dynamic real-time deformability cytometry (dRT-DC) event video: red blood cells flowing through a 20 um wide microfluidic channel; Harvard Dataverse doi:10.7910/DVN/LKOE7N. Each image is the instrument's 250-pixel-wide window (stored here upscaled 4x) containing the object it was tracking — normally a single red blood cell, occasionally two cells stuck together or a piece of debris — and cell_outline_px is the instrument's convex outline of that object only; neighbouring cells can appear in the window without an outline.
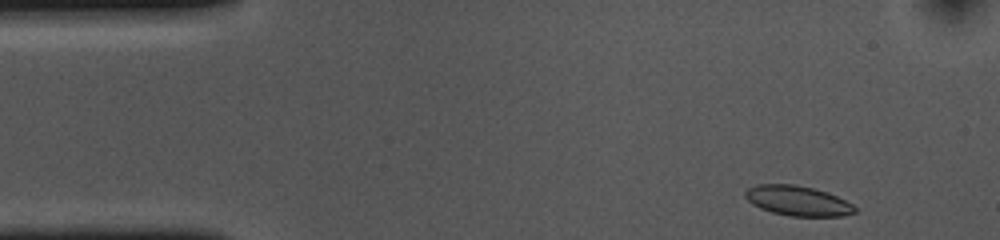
{"species": "common noctule bat (a hibernating species)", "species_latin": "Nyctalus noctula", "temperature_condition": "cold", "stored_images_in_passage": 45, "camera_frame_rate_fps": 3000, "um_per_image_px": 0.085, "animal": {"sex": "female", "body_mass_g": 10.0, "forearm_length_mm": 53.1}, "frame": {"image": 1, "passage_image": 1, "time_ms": 0.0, "image_size_px": [1000, 240], "cell_outline_px": [[856, 212], [840, 216], [788, 216], [772, 212], [760, 208], [752, 204], [744, 196], [744, 192], [748, 188], [756, 184], [796, 184], [828, 192], [852, 204], [856, 208]], "centroid_in_image_um": [67.77, 17.06], "position_along_channel_um": 17.2, "area_um2": 19.13}}
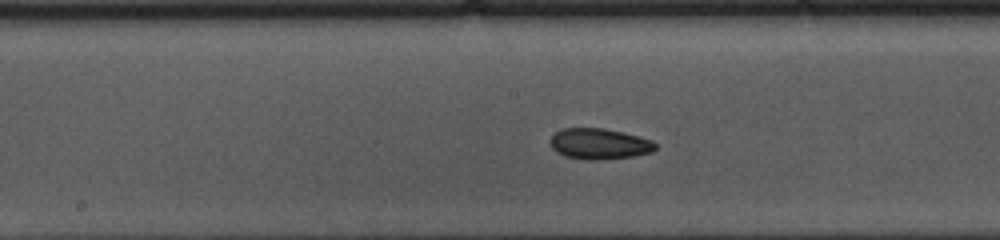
{"frame": {"image": 2, "passage_image": 22, "time_ms": 7.0, "image_size_px": [1000, 240], "cell_outline_px": [[656, 148], [652, 152], [632, 156], [596, 160], [588, 160], [564, 156], [556, 152], [552, 148], [552, 136], [560, 128], [604, 128], [652, 140], [656, 144]], "centroid_in_image_um": [50.92, 12.23], "position_along_channel_um": 197.3, "area_um2": 18.67}}
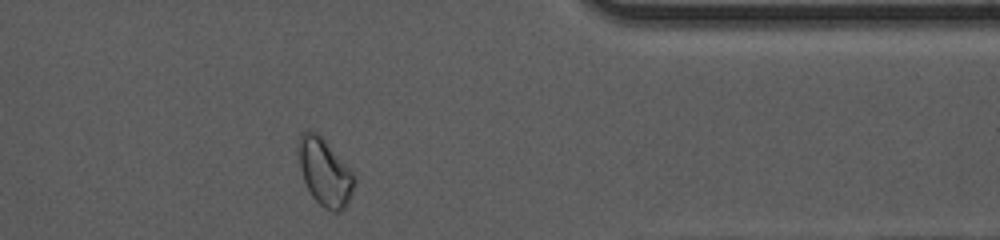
{"frame": {"image": 3, "passage_image": 39, "time_ms": 12.667, "image_size_px": [1000, 240], "cell_outline_px": [[356, 184], [344, 208], [340, 212], [332, 212], [324, 208], [312, 196], [304, 180], [300, 168], [296, 148], [296, 144], [300, 132], [316, 132], [324, 140], [356, 176]], "centroid_in_image_um": [27.58, 14.64], "position_along_channel_um": 383.8, "area_um2": 21.79}, "authors_computed_cell_mechanics": {"area_um2": 18.9584, "velocity_mm_per_s": 3.633, "shape_relaxation_time_tau1_ms": 9.2096, "shape_relaxation_time_tau2_ms": null, "deformation_change_tau1": 0.1319, "deformation_change_tau2": null}}